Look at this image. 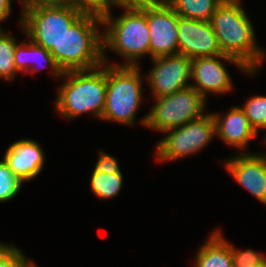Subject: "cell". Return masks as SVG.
Listing matches in <instances>:
<instances>
[{"instance_id": "cell-1", "label": "cell", "mask_w": 266, "mask_h": 267, "mask_svg": "<svg viewBox=\"0 0 266 267\" xmlns=\"http://www.w3.org/2000/svg\"><path fill=\"white\" fill-rule=\"evenodd\" d=\"M112 6L122 7L123 13L117 18L112 17ZM103 27V56L106 49L114 51L126 60L125 64L112 66L138 67V59L150 56V33L146 11L142 7L130 6L122 2H113L101 12Z\"/></svg>"}, {"instance_id": "cell-18", "label": "cell", "mask_w": 266, "mask_h": 267, "mask_svg": "<svg viewBox=\"0 0 266 267\" xmlns=\"http://www.w3.org/2000/svg\"><path fill=\"white\" fill-rule=\"evenodd\" d=\"M223 1L224 0H171L168 5L181 17L210 21L217 7Z\"/></svg>"}, {"instance_id": "cell-26", "label": "cell", "mask_w": 266, "mask_h": 267, "mask_svg": "<svg viewBox=\"0 0 266 267\" xmlns=\"http://www.w3.org/2000/svg\"><path fill=\"white\" fill-rule=\"evenodd\" d=\"M69 4H76L84 7L86 10L102 12L107 10L112 4V0H69Z\"/></svg>"}, {"instance_id": "cell-15", "label": "cell", "mask_w": 266, "mask_h": 267, "mask_svg": "<svg viewBox=\"0 0 266 267\" xmlns=\"http://www.w3.org/2000/svg\"><path fill=\"white\" fill-rule=\"evenodd\" d=\"M216 124V136L224 143L243 150L256 138L259 133L251 126L244 111L238 107H231L225 116L213 113Z\"/></svg>"}, {"instance_id": "cell-16", "label": "cell", "mask_w": 266, "mask_h": 267, "mask_svg": "<svg viewBox=\"0 0 266 267\" xmlns=\"http://www.w3.org/2000/svg\"><path fill=\"white\" fill-rule=\"evenodd\" d=\"M14 58L15 66L19 72L22 71L24 74L29 72L34 73L37 70L43 69L44 66H48L53 76L62 78L63 71L57 65L51 53L42 46L33 43L31 40L29 42L21 41L17 44ZM41 61L43 64H41Z\"/></svg>"}, {"instance_id": "cell-25", "label": "cell", "mask_w": 266, "mask_h": 267, "mask_svg": "<svg viewBox=\"0 0 266 267\" xmlns=\"http://www.w3.org/2000/svg\"><path fill=\"white\" fill-rule=\"evenodd\" d=\"M99 153L98 161L93 169L94 171L107 174L121 172L117 159H115L114 156L103 151H100Z\"/></svg>"}, {"instance_id": "cell-10", "label": "cell", "mask_w": 266, "mask_h": 267, "mask_svg": "<svg viewBox=\"0 0 266 267\" xmlns=\"http://www.w3.org/2000/svg\"><path fill=\"white\" fill-rule=\"evenodd\" d=\"M153 68L146 76L153 98L173 94L191 86V59L182 55H168L151 59Z\"/></svg>"}, {"instance_id": "cell-30", "label": "cell", "mask_w": 266, "mask_h": 267, "mask_svg": "<svg viewBox=\"0 0 266 267\" xmlns=\"http://www.w3.org/2000/svg\"><path fill=\"white\" fill-rule=\"evenodd\" d=\"M113 2H121L122 0H112Z\"/></svg>"}, {"instance_id": "cell-23", "label": "cell", "mask_w": 266, "mask_h": 267, "mask_svg": "<svg viewBox=\"0 0 266 267\" xmlns=\"http://www.w3.org/2000/svg\"><path fill=\"white\" fill-rule=\"evenodd\" d=\"M35 263L27 259L14 245L0 242V267H33Z\"/></svg>"}, {"instance_id": "cell-6", "label": "cell", "mask_w": 266, "mask_h": 267, "mask_svg": "<svg viewBox=\"0 0 266 267\" xmlns=\"http://www.w3.org/2000/svg\"><path fill=\"white\" fill-rule=\"evenodd\" d=\"M22 31L33 43L49 52L58 49L66 30L86 11L82 6H40L21 10Z\"/></svg>"}, {"instance_id": "cell-9", "label": "cell", "mask_w": 266, "mask_h": 267, "mask_svg": "<svg viewBox=\"0 0 266 267\" xmlns=\"http://www.w3.org/2000/svg\"><path fill=\"white\" fill-rule=\"evenodd\" d=\"M221 59L232 62L249 75L256 73L251 72L240 60L225 54L193 58L191 59V80L194 84L192 83L191 87L205 98L209 93L222 95L233 89L232 79Z\"/></svg>"}, {"instance_id": "cell-5", "label": "cell", "mask_w": 266, "mask_h": 267, "mask_svg": "<svg viewBox=\"0 0 266 267\" xmlns=\"http://www.w3.org/2000/svg\"><path fill=\"white\" fill-rule=\"evenodd\" d=\"M105 109L102 120L133 125L136 112L143 101L142 76L140 67L108 65Z\"/></svg>"}, {"instance_id": "cell-29", "label": "cell", "mask_w": 266, "mask_h": 267, "mask_svg": "<svg viewBox=\"0 0 266 267\" xmlns=\"http://www.w3.org/2000/svg\"><path fill=\"white\" fill-rule=\"evenodd\" d=\"M11 2L13 0H0V23L11 16Z\"/></svg>"}, {"instance_id": "cell-4", "label": "cell", "mask_w": 266, "mask_h": 267, "mask_svg": "<svg viewBox=\"0 0 266 267\" xmlns=\"http://www.w3.org/2000/svg\"><path fill=\"white\" fill-rule=\"evenodd\" d=\"M67 78L60 85L55 111L65 119H75L84 113L102 118L107 90V64L89 70L63 72Z\"/></svg>"}, {"instance_id": "cell-3", "label": "cell", "mask_w": 266, "mask_h": 267, "mask_svg": "<svg viewBox=\"0 0 266 267\" xmlns=\"http://www.w3.org/2000/svg\"><path fill=\"white\" fill-rule=\"evenodd\" d=\"M101 12L86 10L63 34L51 55L63 72L89 70L104 63ZM101 32V33H99Z\"/></svg>"}, {"instance_id": "cell-20", "label": "cell", "mask_w": 266, "mask_h": 267, "mask_svg": "<svg viewBox=\"0 0 266 267\" xmlns=\"http://www.w3.org/2000/svg\"><path fill=\"white\" fill-rule=\"evenodd\" d=\"M18 41L11 33L0 28V78L12 80L19 72L15 66L14 52Z\"/></svg>"}, {"instance_id": "cell-24", "label": "cell", "mask_w": 266, "mask_h": 267, "mask_svg": "<svg viewBox=\"0 0 266 267\" xmlns=\"http://www.w3.org/2000/svg\"><path fill=\"white\" fill-rule=\"evenodd\" d=\"M233 258V267H263L266 265V257L264 254L247 249L240 251L229 243Z\"/></svg>"}, {"instance_id": "cell-13", "label": "cell", "mask_w": 266, "mask_h": 267, "mask_svg": "<svg viewBox=\"0 0 266 267\" xmlns=\"http://www.w3.org/2000/svg\"><path fill=\"white\" fill-rule=\"evenodd\" d=\"M224 163L229 174L266 205V155L240 152Z\"/></svg>"}, {"instance_id": "cell-19", "label": "cell", "mask_w": 266, "mask_h": 267, "mask_svg": "<svg viewBox=\"0 0 266 267\" xmlns=\"http://www.w3.org/2000/svg\"><path fill=\"white\" fill-rule=\"evenodd\" d=\"M123 184V175L118 173H101L93 170L90 186L93 194L99 198L111 199L118 195Z\"/></svg>"}, {"instance_id": "cell-11", "label": "cell", "mask_w": 266, "mask_h": 267, "mask_svg": "<svg viewBox=\"0 0 266 267\" xmlns=\"http://www.w3.org/2000/svg\"><path fill=\"white\" fill-rule=\"evenodd\" d=\"M150 33V58L178 54V14L169 5L141 6Z\"/></svg>"}, {"instance_id": "cell-7", "label": "cell", "mask_w": 266, "mask_h": 267, "mask_svg": "<svg viewBox=\"0 0 266 267\" xmlns=\"http://www.w3.org/2000/svg\"><path fill=\"white\" fill-rule=\"evenodd\" d=\"M141 123L159 132L181 127L191 120L206 114V98L193 87H188L173 94L159 98Z\"/></svg>"}, {"instance_id": "cell-27", "label": "cell", "mask_w": 266, "mask_h": 267, "mask_svg": "<svg viewBox=\"0 0 266 267\" xmlns=\"http://www.w3.org/2000/svg\"><path fill=\"white\" fill-rule=\"evenodd\" d=\"M22 2V10L26 8H34L40 6H63L69 5V0H20Z\"/></svg>"}, {"instance_id": "cell-2", "label": "cell", "mask_w": 266, "mask_h": 267, "mask_svg": "<svg viewBox=\"0 0 266 267\" xmlns=\"http://www.w3.org/2000/svg\"><path fill=\"white\" fill-rule=\"evenodd\" d=\"M241 0H224L212 15L210 23L222 53L240 60L251 72H257L266 50L257 46L255 30Z\"/></svg>"}, {"instance_id": "cell-14", "label": "cell", "mask_w": 266, "mask_h": 267, "mask_svg": "<svg viewBox=\"0 0 266 267\" xmlns=\"http://www.w3.org/2000/svg\"><path fill=\"white\" fill-rule=\"evenodd\" d=\"M3 159L17 177L27 182L42 172L45 154L38 142L33 139H21L6 149Z\"/></svg>"}, {"instance_id": "cell-28", "label": "cell", "mask_w": 266, "mask_h": 267, "mask_svg": "<svg viewBox=\"0 0 266 267\" xmlns=\"http://www.w3.org/2000/svg\"><path fill=\"white\" fill-rule=\"evenodd\" d=\"M171 0H122L121 2L130 6L141 7L145 5H168Z\"/></svg>"}, {"instance_id": "cell-12", "label": "cell", "mask_w": 266, "mask_h": 267, "mask_svg": "<svg viewBox=\"0 0 266 267\" xmlns=\"http://www.w3.org/2000/svg\"><path fill=\"white\" fill-rule=\"evenodd\" d=\"M178 54L189 59L223 54L210 21L194 20L178 15Z\"/></svg>"}, {"instance_id": "cell-22", "label": "cell", "mask_w": 266, "mask_h": 267, "mask_svg": "<svg viewBox=\"0 0 266 267\" xmlns=\"http://www.w3.org/2000/svg\"><path fill=\"white\" fill-rule=\"evenodd\" d=\"M24 182L8 167L6 161H0V202L13 199Z\"/></svg>"}, {"instance_id": "cell-21", "label": "cell", "mask_w": 266, "mask_h": 267, "mask_svg": "<svg viewBox=\"0 0 266 267\" xmlns=\"http://www.w3.org/2000/svg\"><path fill=\"white\" fill-rule=\"evenodd\" d=\"M240 108L257 133L260 129H266V96H251Z\"/></svg>"}, {"instance_id": "cell-8", "label": "cell", "mask_w": 266, "mask_h": 267, "mask_svg": "<svg viewBox=\"0 0 266 267\" xmlns=\"http://www.w3.org/2000/svg\"><path fill=\"white\" fill-rule=\"evenodd\" d=\"M155 148L156 160L174 161L201 151L216 136L213 113L191 120L187 124L164 132Z\"/></svg>"}, {"instance_id": "cell-17", "label": "cell", "mask_w": 266, "mask_h": 267, "mask_svg": "<svg viewBox=\"0 0 266 267\" xmlns=\"http://www.w3.org/2000/svg\"><path fill=\"white\" fill-rule=\"evenodd\" d=\"M194 261L195 267H233L231 247L219 229L201 245Z\"/></svg>"}]
</instances>
